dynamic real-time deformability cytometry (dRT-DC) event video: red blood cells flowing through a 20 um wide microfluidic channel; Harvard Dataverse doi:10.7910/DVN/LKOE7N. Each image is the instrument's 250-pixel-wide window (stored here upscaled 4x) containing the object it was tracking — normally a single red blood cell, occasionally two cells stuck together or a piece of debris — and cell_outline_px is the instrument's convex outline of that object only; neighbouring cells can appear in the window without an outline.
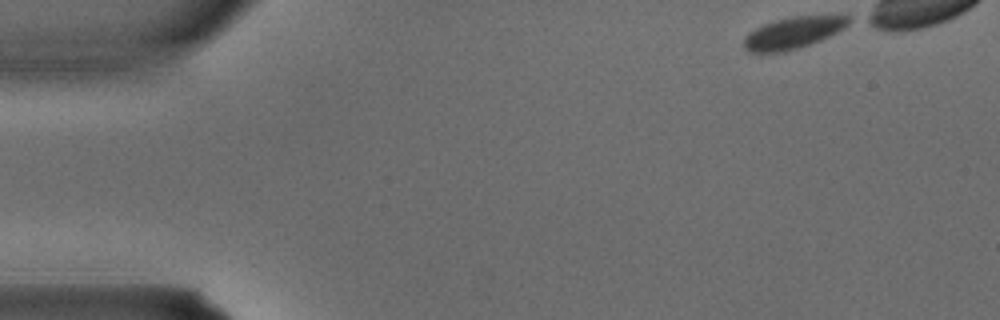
{"species": "common noctule bat (a hibernating species)", "species_latin": "Nyctalus noctula", "temperature_condition": "warm", "stored_images_in_passage": 4, "camera_frame_rate_fps": 3000, "um_per_image_px": 0.085, "animal": {"sex": "male", "body_mass_g": 15.6}, "frame": {"image": 1, "passage_image": 1, "time_ms": 0.0, "image_size_px": [1000, 320], "cell_outline_px": [[856, 20], [844, 28], [820, 40], [784, 52], [748, 52], [744, 48], [744, 36], [748, 32], [764, 24], [776, 20], [792, 16], [852, 16]], "centroid_in_image_um": [67.44, 2.78], "position_along_channel_um": 17.6, "area_um2": 19.25}}